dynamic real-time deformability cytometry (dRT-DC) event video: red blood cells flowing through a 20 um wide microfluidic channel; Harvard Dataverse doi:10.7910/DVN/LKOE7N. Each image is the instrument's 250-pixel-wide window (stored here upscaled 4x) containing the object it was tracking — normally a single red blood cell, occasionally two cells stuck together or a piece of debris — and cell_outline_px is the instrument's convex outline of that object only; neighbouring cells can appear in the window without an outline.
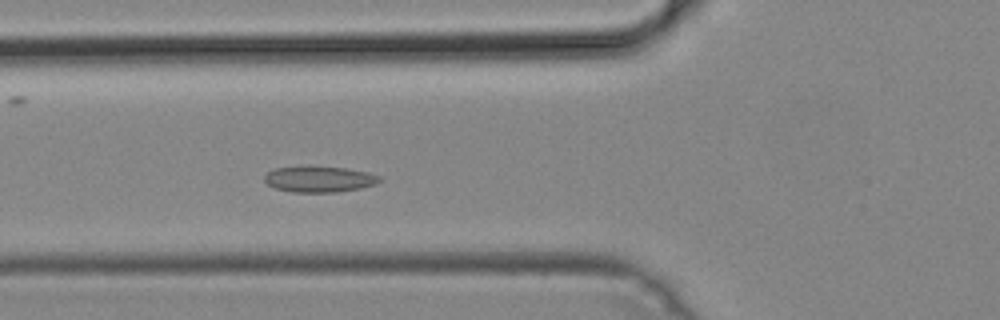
{"species": "common noctule bat (a hibernating species)", "species_latin": "Nyctalus noctula", "temperature_condition": "cold", "stored_images_in_passage": 48, "camera_frame_rate_fps": 3000, "um_per_image_px": 0.085, "animal": {"sex": "male", "body_mass_g": 19.2, "forearm_length_mm": 51.8}, "frame": {"image": 1, "passage_image": 16, "time_ms": 5.0, "image_size_px": [1000, 320], "cell_outline_px": [[380, 180], [376, 184], [360, 188], [336, 192], [292, 192], [272, 188], [264, 180], [264, 176], [268, 172], [276, 168], [348, 168], [368, 172], [380, 176]], "centroid_in_image_um": [27.15, 15.26], "position_along_channel_um": 98.7, "area_um2": 16.94}}
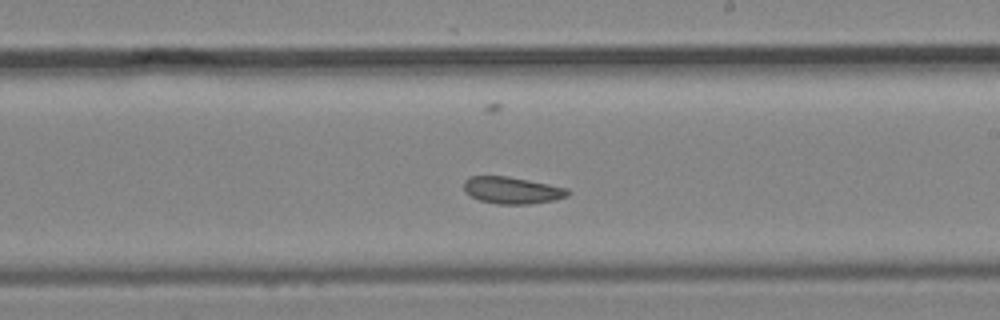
{"frame": {"image": 2, "passage_image": 27, "time_ms": 8.667, "image_size_px": [1000, 320], "cell_outline_px": [[568, 196], [556, 200], [528, 204], [496, 204], [480, 200], [472, 196], [464, 188], [464, 180], [468, 176], [508, 176], [568, 188]], "centroid_in_image_um": [43.53, 16.17], "position_along_channel_um": 245.5, "area_um2": 16.18}}
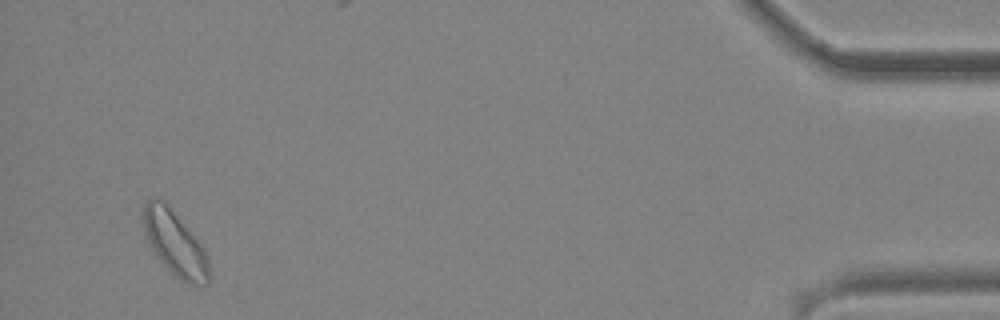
{"frame": {"image": 3, "passage_image": 46, "time_ms": 15.0, "image_size_px": [1000, 320], "cell_outline_px": [[208, 284], [184, 284], [160, 260], [152, 248], [144, 232], [140, 212], [144, 204], [152, 196], [156, 196], [164, 200], [204, 248], [208, 260]], "centroid_in_image_um": [14.81, 20.62], "position_along_channel_um": 420.4, "area_um2": 24.62}}